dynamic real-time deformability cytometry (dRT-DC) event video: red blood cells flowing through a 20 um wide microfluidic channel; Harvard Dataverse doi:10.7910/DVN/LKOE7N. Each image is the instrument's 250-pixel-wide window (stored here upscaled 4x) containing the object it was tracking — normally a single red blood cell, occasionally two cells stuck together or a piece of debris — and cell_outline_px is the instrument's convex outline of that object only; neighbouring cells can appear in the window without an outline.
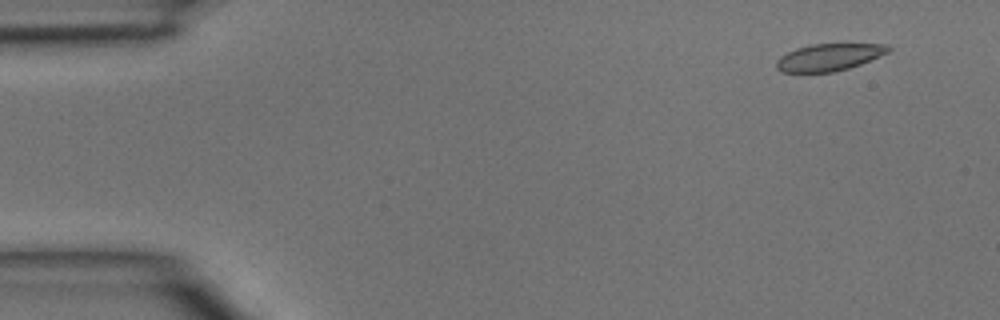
{"species": "common noctule bat (a hibernating species)", "species_latin": "Nyctalus noctula", "temperature_condition": "room temperature", "stored_images_in_passage": 4, "segment_of_instrument_passage": [2, 2], "camera_frame_rate_fps": 3000, "um_per_image_px": 0.085, "animal": {"sex": "male", "body_mass_g": 15.6}, "frame": {"image": 1, "passage_image": 4, "time_ms": 1.0, "image_size_px": [1000, 320], "cell_outline_px": [[892, 48], [888, 52], [860, 64], [848, 68], [832, 72], [780, 72], [776, 68], [776, 60], [780, 56], [796, 48], [812, 44], [888, 44]], "centroid_in_image_um": [70.44, 4.86], "position_along_channel_um": 14.6, "area_um2": 17.57}}